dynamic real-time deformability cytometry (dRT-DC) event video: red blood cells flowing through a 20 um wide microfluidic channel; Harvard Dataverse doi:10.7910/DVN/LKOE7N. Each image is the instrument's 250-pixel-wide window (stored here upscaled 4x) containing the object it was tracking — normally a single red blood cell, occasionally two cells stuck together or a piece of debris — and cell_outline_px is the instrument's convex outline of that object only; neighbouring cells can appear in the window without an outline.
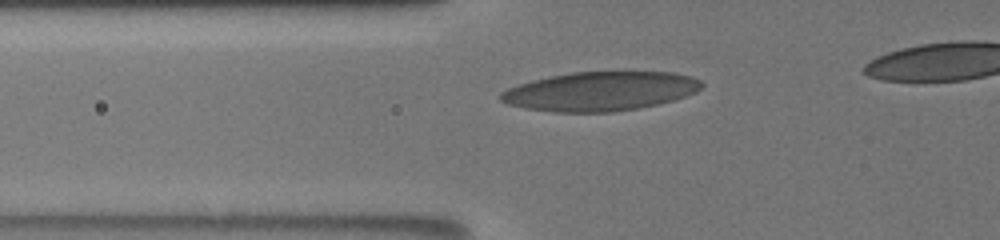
{"species": "human", "species_latin": "Homo sapiens", "temperature_condition": "room temperature", "stored_images_in_passage": 44, "camera_frame_rate_fps": 3000, "um_per_image_px": 0.085, "donor": {"sex": "male"}, "frame": {"image": 1, "passage_image": 14, "time_ms": 4.333, "image_size_px": [1000, 240], "cell_outline_px": [[704, 84], [696, 92], [672, 100], [656, 104], [636, 108], [612, 112], [552, 112], [524, 108], [508, 104], [500, 100], [500, 92], [508, 88], [532, 80], [548, 76], [572, 72], [676, 72], [692, 76], [700, 80]], "centroid_in_image_um": [51.01, 7.75], "position_along_channel_um": 74.8, "area_um2": 45.72}}
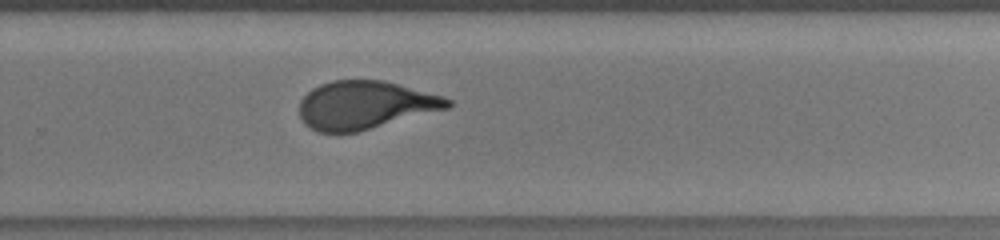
{"frame": {"image": 2, "passage_image": 32, "time_ms": 10.333, "image_size_px": [1000, 240], "cell_outline_px": [[452, 104], [448, 108], [356, 132], [316, 132], [308, 128], [304, 124], [300, 116], [300, 100], [312, 88], [320, 84], [332, 80], [384, 80], [444, 96], [452, 100]], "centroid_in_image_um": [31.01, 8.92], "position_along_channel_um": 298.8, "area_um2": 41.5}}
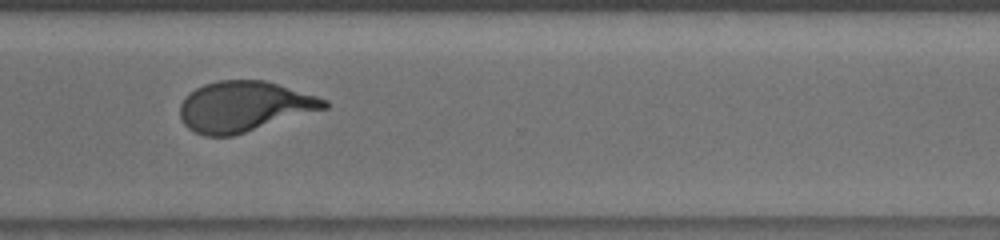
{"frame": {"image": 3, "passage_image": 36, "time_ms": 11.667, "image_size_px": [1000, 240], "cell_outline_px": [[328, 108], [232, 136], [204, 136], [188, 128], [184, 124], [180, 116], [180, 104], [184, 96], [196, 88], [204, 84], [220, 80], [264, 80], [316, 96], [328, 100]], "centroid_in_image_um": [20.73, 9.05], "position_along_channel_um": 349.9, "area_um2": 42.19}}